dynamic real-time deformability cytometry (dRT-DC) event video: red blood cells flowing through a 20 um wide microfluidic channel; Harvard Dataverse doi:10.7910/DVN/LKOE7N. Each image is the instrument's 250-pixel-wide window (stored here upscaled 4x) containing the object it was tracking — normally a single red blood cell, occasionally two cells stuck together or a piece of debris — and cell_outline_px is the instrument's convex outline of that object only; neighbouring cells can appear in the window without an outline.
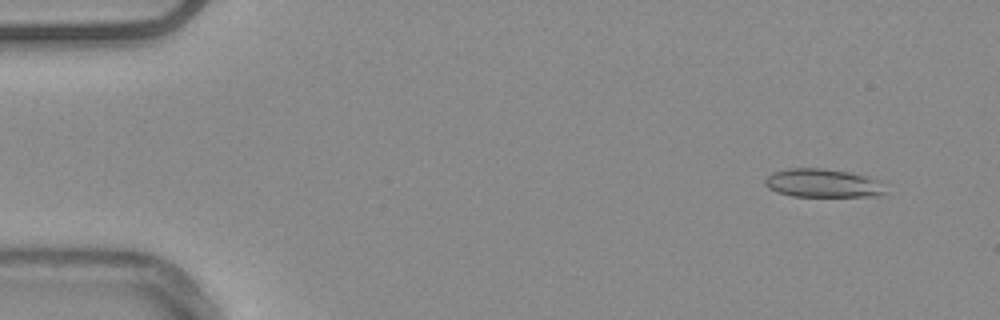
{"species": "common noctule bat (a hibernating species)", "species_latin": "Nyctalus noctula", "temperature_condition": "warm", "stored_images_in_passage": 55, "camera_frame_rate_fps": 3000, "um_per_image_px": 0.085, "animal": {"sex": "male", "body_mass_g": 20.4}, "frame": {"image": 1, "passage_image": 5, "time_ms": 1.333, "image_size_px": [1000, 320], "cell_outline_px": [[884, 192], [880, 196], [792, 196], [776, 192], [768, 188], [764, 184], [764, 180], [772, 172], [788, 168], [824, 168], [848, 172], [864, 176], [876, 180]], "centroid_in_image_um": [69.83, 15.56], "position_along_channel_um": 15.2, "area_um2": 19.71}}
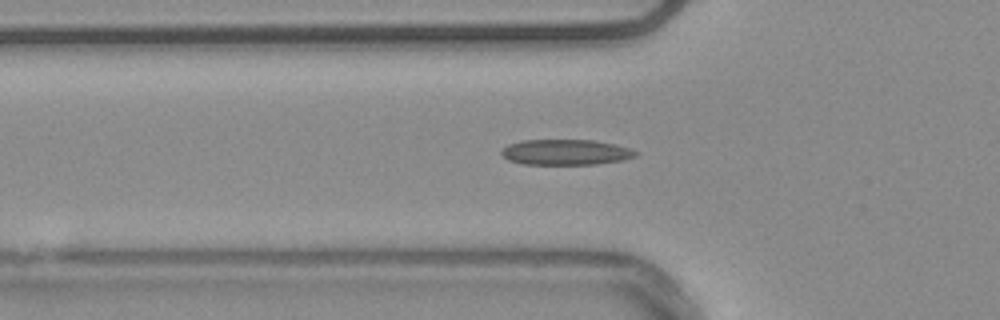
{"frame": {"image": 2, "passage_image": 19, "time_ms": 6.0, "image_size_px": [1000, 320], "cell_outline_px": [[640, 152], [636, 156], [624, 160], [596, 164], [524, 164], [508, 160], [500, 152], [508, 144], [524, 140], [592, 140], [612, 144], [628, 148]], "centroid_in_image_um": [48.09, 12.94], "position_along_channel_um": 77.7, "area_um2": 19.83}}
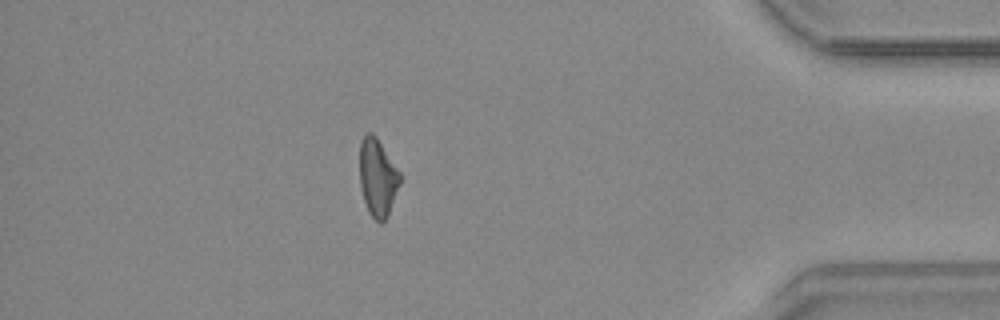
{"frame": {"image": 3, "passage_image": 48, "time_ms": 15.667, "image_size_px": [1000, 320], "cell_outline_px": [[400, 184], [388, 216], [380, 224], [368, 212], [364, 200], [360, 184], [360, 140], [368, 132], [372, 132], [376, 136], [400, 172]], "centroid_in_image_um": [32.1, 15.09], "position_along_channel_um": 403.1, "area_um2": 18.21}, "authors_computed_cell_mechanics": {"area_um2": 19.1896, "velocity_mm_per_s": 3.7793, "shape_relaxation_time_tau1_ms": null, "shape_relaxation_time_tau2_ms": 5.5768, "deformation_change_tau1": null, "deformation_change_tau2": 0.1701}}